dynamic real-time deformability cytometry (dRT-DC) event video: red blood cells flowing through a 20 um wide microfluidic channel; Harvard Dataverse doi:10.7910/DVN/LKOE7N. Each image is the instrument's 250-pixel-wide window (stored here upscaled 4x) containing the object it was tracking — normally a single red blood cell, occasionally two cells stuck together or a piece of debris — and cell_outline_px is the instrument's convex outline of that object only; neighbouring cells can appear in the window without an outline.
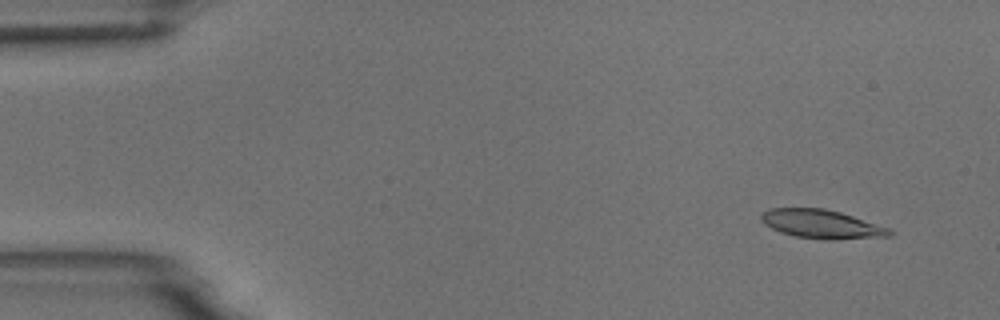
{"species": "common noctule bat (a hibernating species)", "species_latin": "Nyctalus noctula", "temperature_condition": "room temperature", "stored_images_in_passage": 5, "camera_frame_rate_fps": 3000, "um_per_image_px": 0.085, "animal": {"sex": "male", "body_mass_g": 18.8}, "frame": {"image": 1, "passage_image": 2, "time_ms": 1.0, "image_size_px": [1000, 320], "cell_outline_px": [[896, 232], [892, 236], [836, 240], [828, 240], [796, 236], [780, 232], [764, 224], [760, 220], [760, 216], [764, 212], [772, 208], [824, 208], [840, 212], [892, 228]], "centroid_in_image_um": [69.91, 19.06], "position_along_channel_um": 15.1, "area_um2": 21.73}}
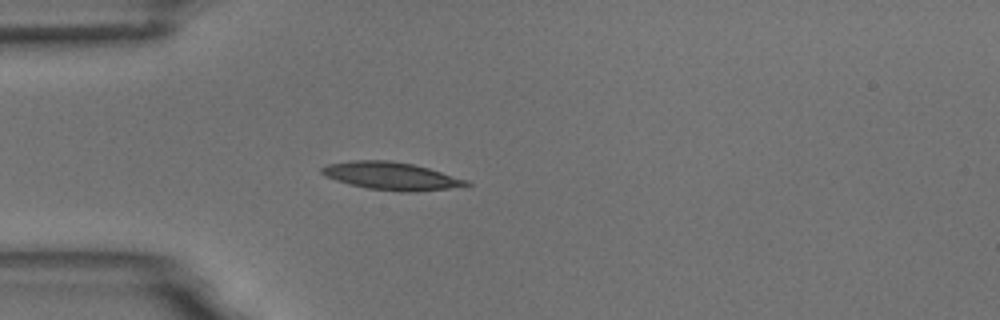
{"frame": {"image": 2, "passage_image": 5, "time_ms": 4.667, "image_size_px": [1000, 320], "cell_outline_px": [[472, 184], [448, 188], [416, 192], [400, 192], [368, 188], [336, 180], [324, 176], [320, 172], [320, 168], [328, 164], [352, 160], [388, 160], [412, 164], [428, 168], [468, 180]], "centroid_in_image_um": [33.23, 14.95], "position_along_channel_um": 51.8, "area_um2": 23.18}}